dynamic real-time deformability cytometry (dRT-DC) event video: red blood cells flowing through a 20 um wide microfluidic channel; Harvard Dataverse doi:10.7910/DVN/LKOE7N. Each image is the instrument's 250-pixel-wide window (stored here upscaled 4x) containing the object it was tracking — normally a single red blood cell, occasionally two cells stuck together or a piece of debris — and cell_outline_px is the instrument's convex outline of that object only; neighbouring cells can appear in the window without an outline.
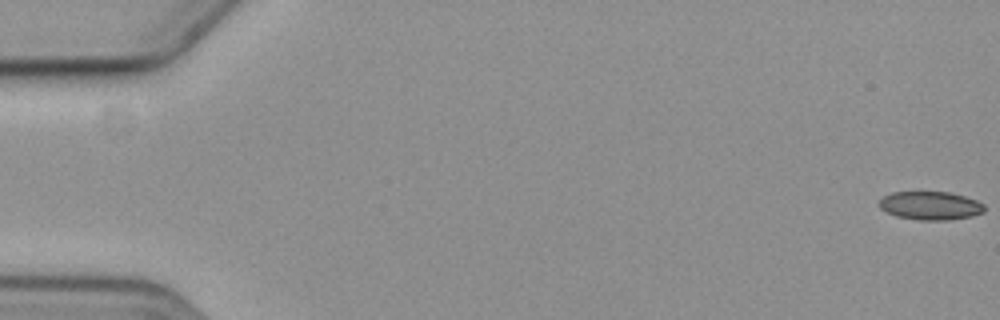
{"species": "common noctule bat (a hibernating species)", "species_latin": "Nyctalus noctula", "temperature_condition": "cold", "stored_images_in_passage": 7, "camera_frame_rate_fps": 3000, "um_per_image_px": 0.085, "animal": {"sex": "female", "body_mass_g": 19.3, "forearm_length_mm": 54.1}, "frame": {"image": 1, "passage_image": 1, "time_ms": 0.0, "image_size_px": [1000, 320], "cell_outline_px": [[984, 212], [972, 216], [948, 220], [920, 220], [896, 216], [880, 208], [880, 200], [884, 196], [892, 192], [948, 192], [964, 196], [976, 200], [984, 204]], "centroid_in_image_um": [79.1, 17.48], "position_along_channel_um": 5.9, "area_um2": 17.28}}
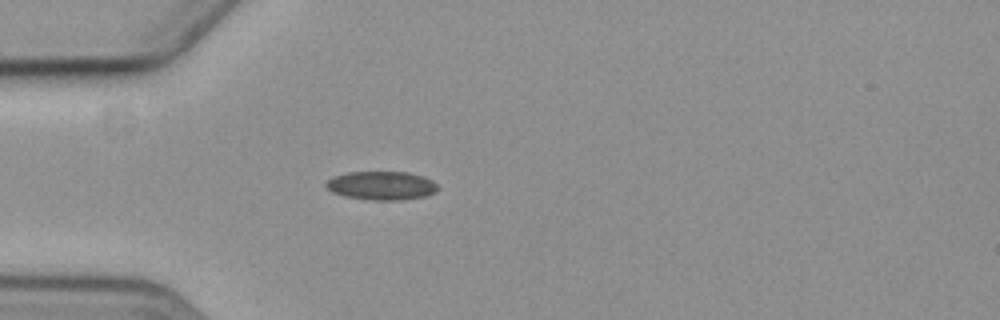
{"frame": {"image": 2, "passage_image": 5, "time_ms": 5.667, "image_size_px": [1000, 320], "cell_outline_px": [[436, 192], [424, 196], [400, 200], [368, 200], [344, 196], [332, 192], [324, 184], [332, 176], [348, 172], [408, 172], [424, 176], [432, 180], [436, 184]], "centroid_in_image_um": [32.4, 15.77], "position_along_channel_um": 52.6, "area_um2": 18.67}}
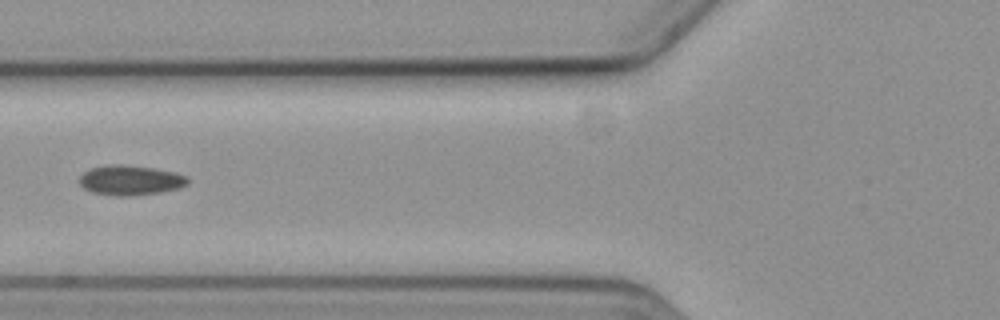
{"frame": {"image": 3, "passage_image": 7, "time_ms": 7.667, "image_size_px": [1000, 320], "cell_outline_px": [[188, 184], [180, 188], [160, 192], [124, 196], [116, 196], [92, 192], [84, 188], [80, 184], [80, 176], [84, 172], [92, 168], [108, 164], [120, 164], [156, 168], [176, 172], [188, 176]], "centroid_in_image_um": [11.11, 15.31], "position_along_channel_um": 114.7, "area_um2": 18.9}}